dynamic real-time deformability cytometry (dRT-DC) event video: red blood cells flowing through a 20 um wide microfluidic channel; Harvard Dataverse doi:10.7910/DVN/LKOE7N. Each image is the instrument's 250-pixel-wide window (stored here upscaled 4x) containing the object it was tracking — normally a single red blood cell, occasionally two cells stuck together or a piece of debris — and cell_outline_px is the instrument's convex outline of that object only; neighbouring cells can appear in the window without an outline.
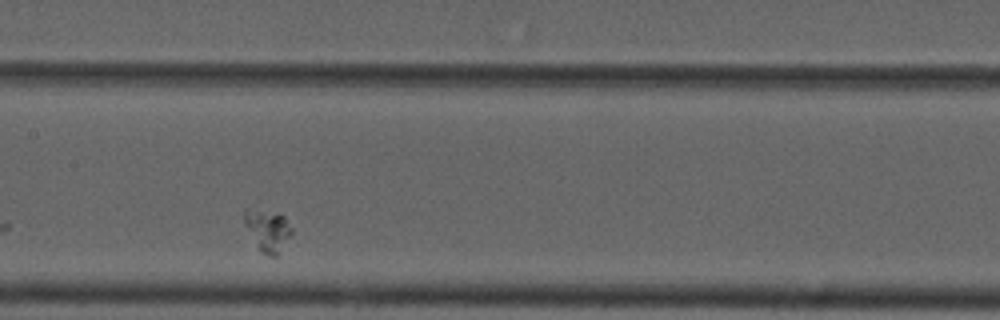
{"species": "common noctule bat (a hibernating species)", "species_latin": "Nyctalus noctula", "temperature_condition": "cold", "stored_images_in_passage": 7, "camera_frame_rate_fps": 3000, "um_per_image_px": 0.085, "animal": {"sex": "male", "forearm_length_mm": 52.5}, "frame": {"image": 1, "passage_image": 4, "time_ms": 3.667, "image_size_px": [1000, 320], "cell_outline_px": [[292, 232], [276, 256], [268, 256], [260, 252], [244, 224], [244, 212], [256, 212], [284, 216], [292, 228]], "centroid_in_image_um": [22.76, 19.67], "position_along_channel_um": 184.6, "area_um2": 10.69}}